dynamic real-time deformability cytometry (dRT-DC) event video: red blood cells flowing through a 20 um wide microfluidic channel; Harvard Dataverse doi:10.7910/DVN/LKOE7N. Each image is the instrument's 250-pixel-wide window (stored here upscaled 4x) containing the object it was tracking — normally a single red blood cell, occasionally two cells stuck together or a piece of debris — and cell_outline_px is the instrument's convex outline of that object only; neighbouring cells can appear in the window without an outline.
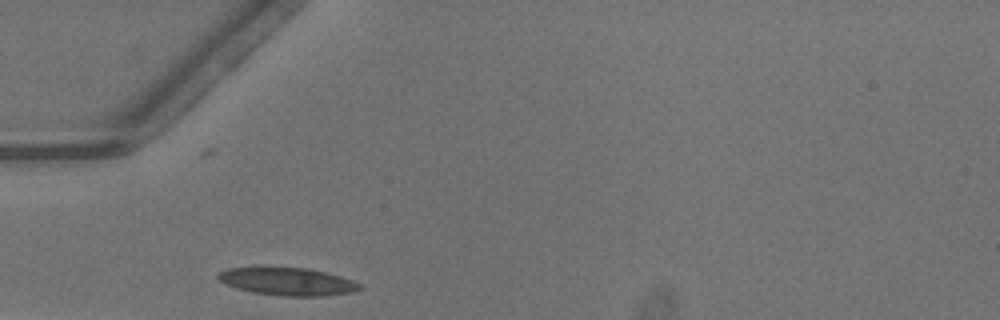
{"species": "common noctule bat (a hibernating species)", "species_latin": "Nyctalus noctula", "temperature_condition": "warm", "stored_images_in_passage": 21, "camera_frame_rate_fps": 3000, "um_per_image_px": 0.085, "animal": {"sex": "male", "body_mass_g": 13.3}, "frame": {"image": 1, "passage_image": 1, "time_ms": 0.0, "image_size_px": [1000, 320], "cell_outline_px": [[364, 288], [352, 292], [324, 296], [284, 296], [252, 292], [236, 288], [224, 284], [216, 280], [216, 276], [220, 272], [228, 268], [308, 268], [340, 276], [352, 280], [360, 284]], "centroid_in_image_um": [24.43, 23.94], "position_along_channel_um": 60.6, "area_um2": 22.77}}
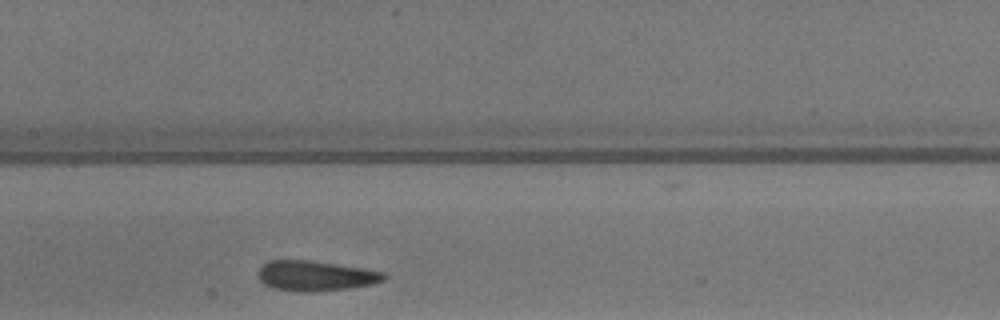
{"frame": {"image": 2, "passage_image": 10, "time_ms": 3.0, "image_size_px": [1000, 320], "cell_outline_px": [[388, 276], [384, 280], [372, 284], [348, 288], [316, 292], [292, 292], [272, 288], [264, 284], [256, 276], [256, 272], [268, 260], [308, 260], [364, 268], [384, 272]], "centroid_in_image_um": [26.78, 23.45], "position_along_channel_um": 180.6, "area_um2": 22.43}}
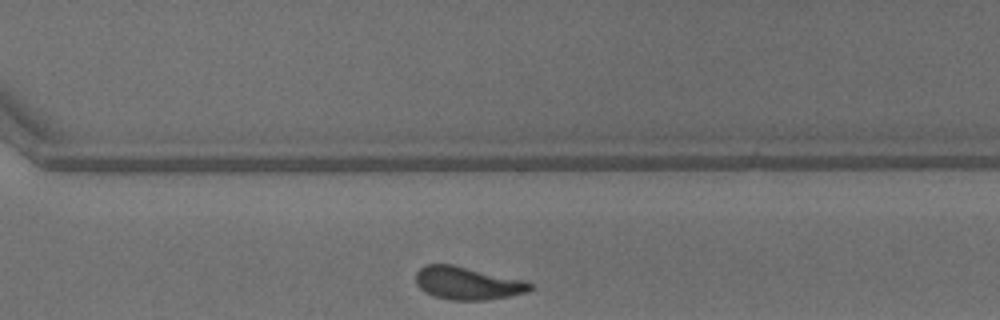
{"frame": {"image": 3, "passage_image": 21, "time_ms": 6.667, "image_size_px": [1000, 320], "cell_outline_px": [[532, 288], [528, 292], [488, 300], [452, 300], [432, 296], [424, 292], [416, 284], [416, 272], [420, 268], [428, 264], [452, 264], [524, 280], [532, 284]], "centroid_in_image_um": [39.72, 24.07], "position_along_channel_um": 330.9, "area_um2": 21.91}}